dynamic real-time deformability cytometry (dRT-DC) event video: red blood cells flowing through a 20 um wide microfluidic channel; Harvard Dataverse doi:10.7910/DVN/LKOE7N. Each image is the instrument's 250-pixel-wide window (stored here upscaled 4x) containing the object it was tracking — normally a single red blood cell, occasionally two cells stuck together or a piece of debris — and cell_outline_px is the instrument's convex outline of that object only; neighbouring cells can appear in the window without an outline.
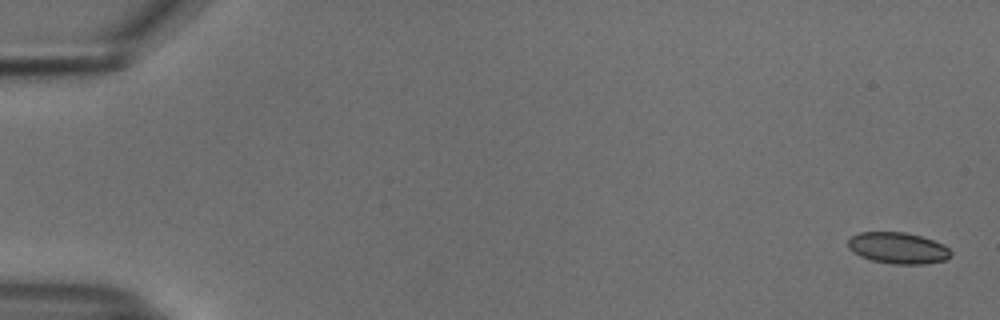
{"species": "common noctule bat (a hibernating species)", "species_latin": "Nyctalus noctula", "temperature_condition": "cold", "stored_images_in_passage": 55, "segment_of_instrument_passage": [1, 2], "camera_frame_rate_fps": 3000, "um_per_image_px": 0.085, "animal": {"sex": "male", "body_mass_g": 18.8}, "frame": {"image": 1, "passage_image": 1, "time_ms": 0.0, "image_size_px": [1000, 320], "cell_outline_px": [[952, 256], [944, 260], [924, 264], [892, 264], [872, 260], [860, 256], [852, 252], [848, 248], [848, 240], [852, 236], [860, 232], [904, 232], [920, 236], [944, 244], [952, 252]], "centroid_in_image_um": [76.32, 21.09], "position_along_channel_um": 8.7, "area_um2": 18.79}}
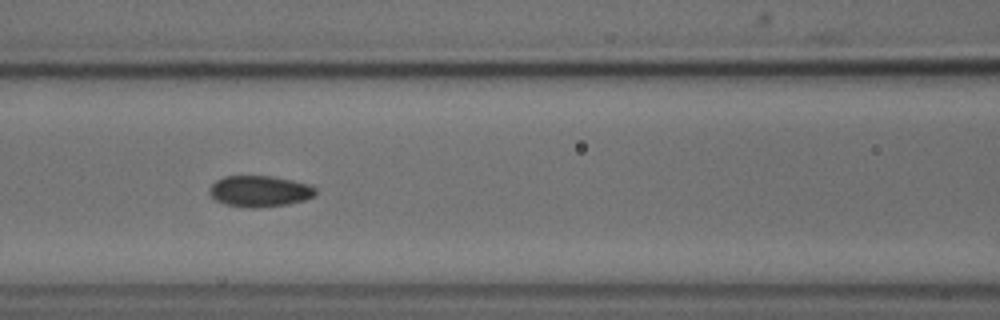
{"frame": {"image": 2, "passage_image": 24, "time_ms": 7.667, "image_size_px": [1000, 320], "cell_outline_px": [[316, 196], [304, 200], [288, 204], [256, 208], [248, 208], [224, 204], [216, 200], [208, 192], [208, 188], [216, 180], [224, 176], [272, 176], [292, 180], [308, 184], [316, 188]], "centroid_in_image_um": [22.06, 16.25], "position_along_channel_um": 144.5, "area_um2": 19.42}}
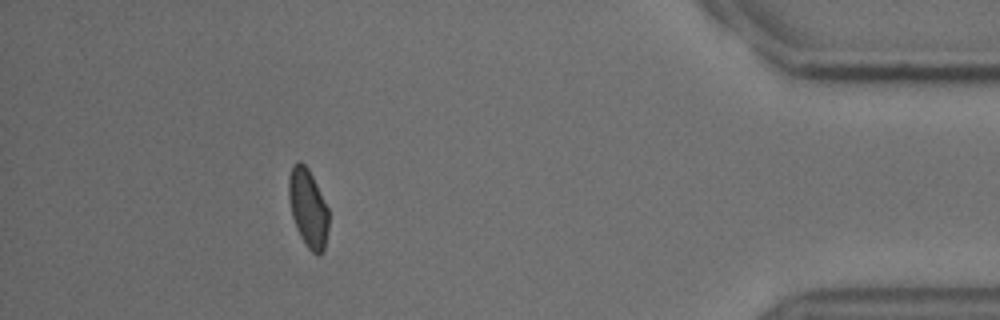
{"frame": {"image": 3, "passage_image": 49, "time_ms": 16.0, "image_size_px": [1000, 320], "cell_outline_px": [[328, 232], [324, 248], [320, 256], [316, 256], [308, 248], [300, 236], [296, 228], [292, 216], [288, 196], [288, 176], [292, 164], [300, 160], [308, 168], [328, 208]], "centroid_in_image_um": [26.17, 17.69], "position_along_channel_um": 409.0, "area_um2": 18.32}}